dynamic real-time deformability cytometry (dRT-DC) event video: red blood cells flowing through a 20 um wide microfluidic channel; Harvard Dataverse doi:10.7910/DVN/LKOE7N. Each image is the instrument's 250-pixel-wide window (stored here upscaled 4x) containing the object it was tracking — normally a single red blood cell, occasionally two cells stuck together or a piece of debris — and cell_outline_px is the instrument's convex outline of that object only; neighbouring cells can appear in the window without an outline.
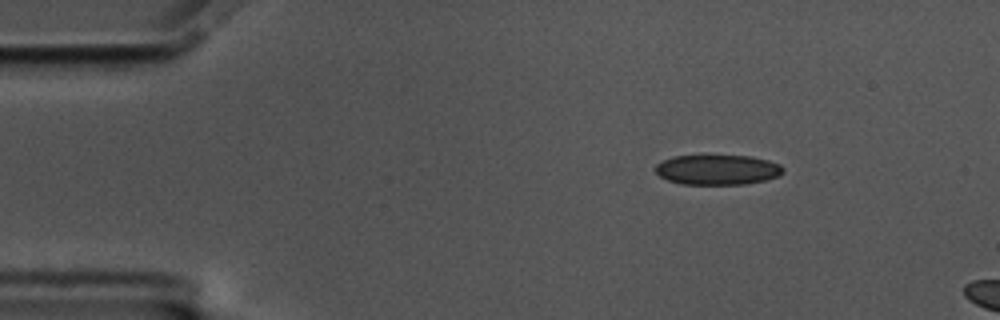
{"species": "common noctule bat (a hibernating species)", "species_latin": "Nyctalus noctula", "temperature_condition": "cold", "stored_images_in_passage": 6, "camera_frame_rate_fps": 3000, "um_per_image_px": 0.085, "animal": {"sex": "male", "body_mass_g": 17.5, "forearm_length_mm": 52.3}, "frame": {"image": 1, "passage_image": 1, "time_ms": 0.0, "image_size_px": [1000, 320], "cell_outline_px": [[784, 172], [780, 176], [764, 180], [744, 184], [680, 184], [668, 180], [660, 176], [656, 172], [656, 164], [672, 156], [704, 152], [752, 156], [768, 160], [780, 164], [784, 168]], "centroid_in_image_um": [60.98, 14.36], "position_along_channel_um": 24.0, "area_um2": 23.47}}